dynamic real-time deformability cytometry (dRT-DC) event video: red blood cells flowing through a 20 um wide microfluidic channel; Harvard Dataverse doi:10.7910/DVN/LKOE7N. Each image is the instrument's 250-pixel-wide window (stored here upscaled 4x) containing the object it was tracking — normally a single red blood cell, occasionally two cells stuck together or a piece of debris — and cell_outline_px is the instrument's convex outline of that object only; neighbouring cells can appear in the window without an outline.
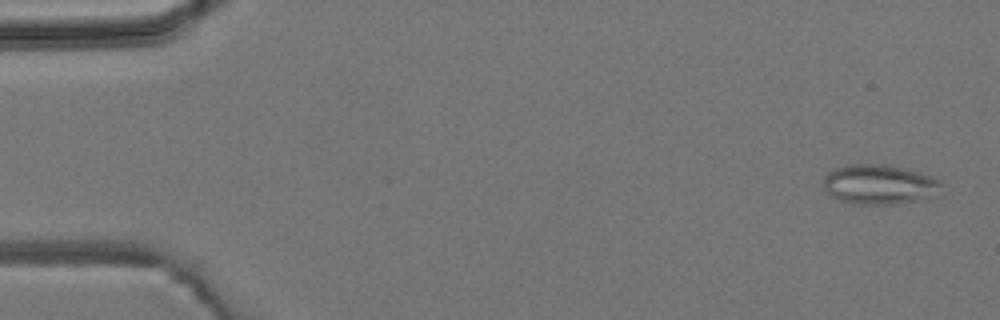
{"species": "common noctule bat (a hibernating species)", "species_latin": "Nyctalus noctula", "temperature_condition": "room temperature", "stored_images_in_passage": 5, "camera_frame_rate_fps": 3000, "um_per_image_px": 0.085, "animal": {"sex": "male", "body_mass_g": 19.2, "forearm_length_mm": 51.8}, "frame": {"image": 1, "passage_image": 1, "time_ms": 0.0, "image_size_px": [1000, 320], "cell_outline_px": [[944, 184], [924, 196], [912, 200], [888, 204], [860, 204], [840, 200], [832, 196], [824, 188], [824, 176], [832, 168], [852, 164], [884, 164], [908, 168], [932, 176], [940, 180]], "centroid_in_image_um": [74.65, 15.63], "position_along_channel_um": 10.4, "area_um2": 26.65}}